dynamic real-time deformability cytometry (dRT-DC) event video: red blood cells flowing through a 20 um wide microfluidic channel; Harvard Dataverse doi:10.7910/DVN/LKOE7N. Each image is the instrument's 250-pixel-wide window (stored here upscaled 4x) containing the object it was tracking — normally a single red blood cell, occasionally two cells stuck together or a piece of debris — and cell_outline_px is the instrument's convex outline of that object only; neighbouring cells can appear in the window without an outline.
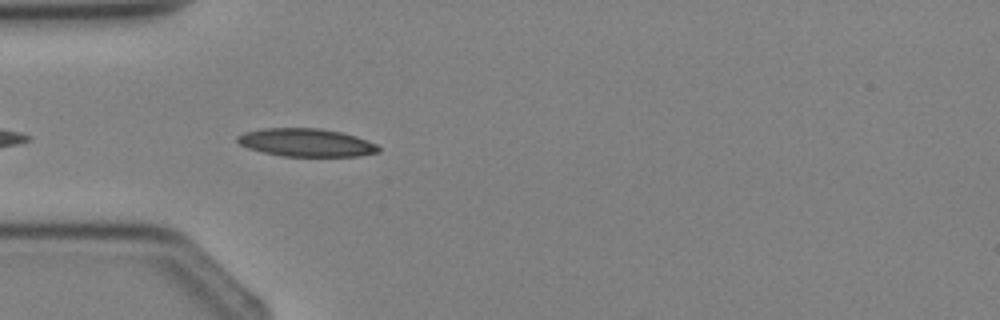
{"species": "Egyptian fruit bat (a non-hibernating species)", "species_latin": "Rousettus aegyptiacus", "temperature_condition": "cold", "stored_images_in_passage": 3, "camera_frame_rate_fps": 3000, "um_per_image_px": 0.085, "animal": {"sex": "female"}, "frame": {"image": 1, "passage_image": 3, "time_ms": 2.333, "image_size_px": [1000, 320], "cell_outline_px": [[380, 152], [360, 156], [280, 156], [248, 148], [240, 144], [236, 140], [236, 136], [244, 132], [260, 128], [320, 128], [340, 132], [356, 136], [376, 144], [380, 148]], "centroid_in_image_um": [26.01, 12.11], "position_along_channel_um": 59.0, "area_um2": 23.12}}